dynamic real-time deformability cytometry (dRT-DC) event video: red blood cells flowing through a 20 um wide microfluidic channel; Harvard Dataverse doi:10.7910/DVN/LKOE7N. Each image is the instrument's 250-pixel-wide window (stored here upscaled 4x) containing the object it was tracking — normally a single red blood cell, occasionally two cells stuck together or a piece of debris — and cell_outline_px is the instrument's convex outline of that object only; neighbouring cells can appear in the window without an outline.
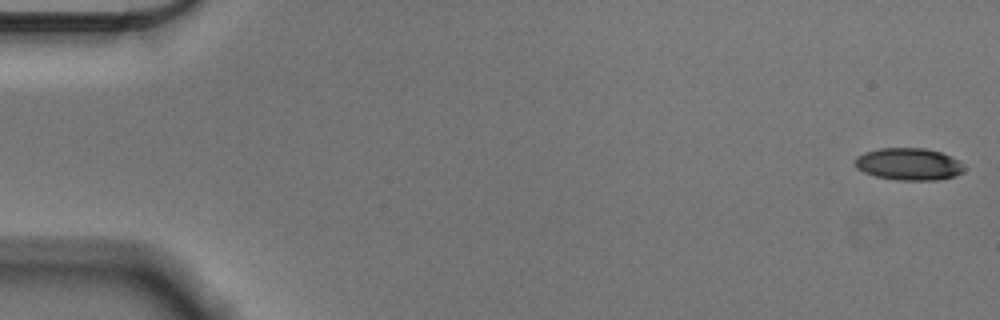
{"species": "Egyptian fruit bat (a non-hibernating species)", "species_latin": "Rousettus aegyptiacus", "temperature_condition": "cold", "stored_images_in_passage": 56, "camera_frame_rate_fps": 3000, "um_per_image_px": 0.085, "animal": {"sex": "male"}, "frame": {"image": 1, "passage_image": 1, "time_ms": 0.0, "image_size_px": [1000, 320], "cell_outline_px": [[964, 172], [956, 176], [936, 180], [900, 180], [876, 176], [864, 172], [856, 168], [856, 156], [864, 152], [880, 148], [924, 148], [940, 152], [952, 156], [964, 168]], "centroid_in_image_um": [77.24, 13.95], "position_along_channel_um": 7.8, "area_um2": 20.35}}
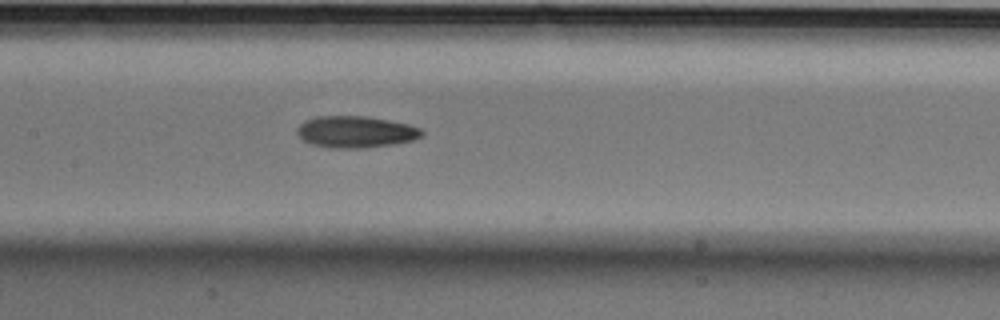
{"frame": {"image": 2, "passage_image": 27, "time_ms": 8.667, "image_size_px": [1000, 320], "cell_outline_px": [[424, 136], [412, 140], [396, 144], [364, 148], [328, 148], [312, 144], [304, 140], [296, 132], [296, 128], [304, 120], [316, 116], [368, 116], [408, 124], [420, 128], [424, 132]], "centroid_in_image_um": [30.24, 11.21], "position_along_channel_um": 177.2, "area_um2": 23.24}}
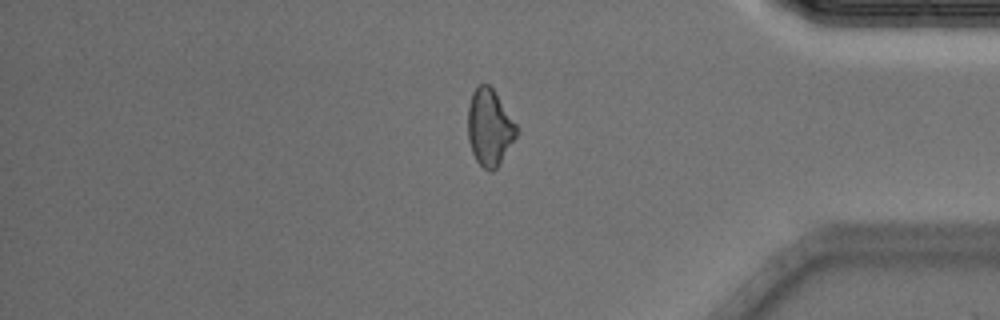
{"frame": {"image": 3, "passage_image": 47, "time_ms": 15.333, "image_size_px": [1000, 320], "cell_outline_px": [[520, 128], [516, 136], [496, 168], [492, 172], [488, 172], [476, 160], [472, 152], [468, 140], [468, 104], [472, 92], [480, 84], [488, 84], [492, 88]], "centroid_in_image_um": [41.61, 10.82], "position_along_channel_um": 393.6, "area_um2": 21.68}, "authors_computed_cell_mechanics": {"area_um2": 22.0218, "velocity_mm_per_s": 3.5936, "shape_relaxation_time_tau1_ms": 5.5295, "shape_relaxation_time_tau2_ms": 4.6459, "deformation_change_tau1": 0.1518, "deformation_change_tau2": 0.1265}}